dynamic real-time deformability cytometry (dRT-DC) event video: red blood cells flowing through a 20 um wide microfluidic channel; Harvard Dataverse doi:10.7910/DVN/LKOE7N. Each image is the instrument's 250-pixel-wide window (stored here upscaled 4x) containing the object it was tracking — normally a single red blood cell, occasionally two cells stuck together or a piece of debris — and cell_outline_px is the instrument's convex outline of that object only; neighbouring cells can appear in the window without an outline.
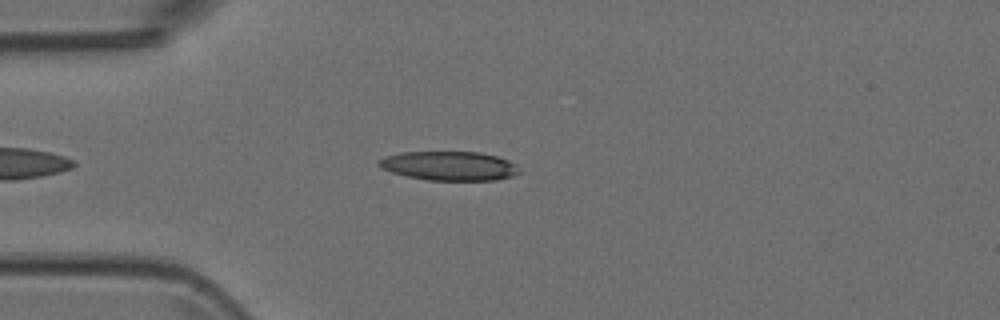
{"species": "Egyptian fruit bat (a non-hibernating species)", "species_latin": "Rousettus aegyptiacus", "temperature_condition": "room temperature", "stored_images_in_passage": 4, "camera_frame_rate_fps": 3000, "um_per_image_px": 0.085, "animal": {"sex": "female"}, "frame": {"image": 1, "passage_image": 4, "time_ms": 1.0, "image_size_px": [1000, 320], "cell_outline_px": [[520, 172], [512, 176], [496, 180], [428, 180], [408, 176], [392, 172], [380, 168], [376, 164], [376, 160], [384, 156], [400, 152], [480, 152], [496, 156], [508, 160], [516, 164]], "centroid_in_image_um": [38.14, 14.09], "position_along_channel_um": 46.9, "area_um2": 23.93}}